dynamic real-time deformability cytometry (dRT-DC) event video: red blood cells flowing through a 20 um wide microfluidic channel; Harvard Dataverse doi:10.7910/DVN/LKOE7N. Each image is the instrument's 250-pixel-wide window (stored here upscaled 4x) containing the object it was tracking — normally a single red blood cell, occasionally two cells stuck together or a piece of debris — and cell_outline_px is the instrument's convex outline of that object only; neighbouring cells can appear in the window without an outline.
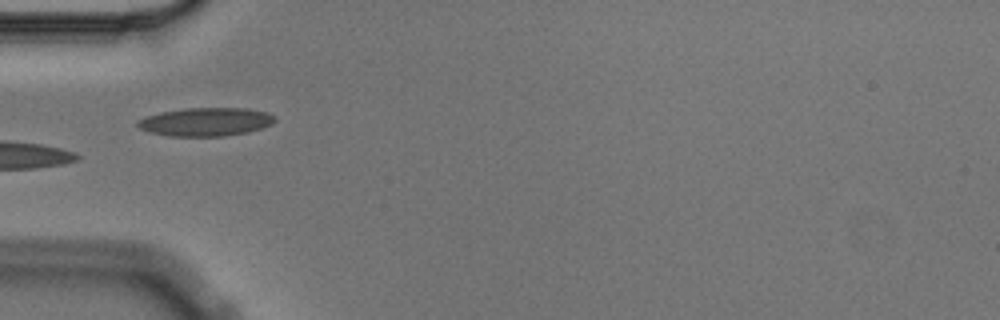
{"species": "Egyptian fruit bat (a non-hibernating species)", "species_latin": "Rousettus aegyptiacus", "temperature_condition": "cold", "stored_images_in_passage": 6, "camera_frame_rate_fps": 3000, "um_per_image_px": 0.085, "animal": {"sex": "male"}, "frame": {"image": 1, "passage_image": 6, "time_ms": 1.667, "image_size_px": [1000, 320], "cell_outline_px": [[276, 120], [272, 124], [248, 132], [224, 136], [168, 136], [148, 132], [140, 128], [136, 124], [136, 120], [144, 116], [160, 112], [184, 108], [248, 108], [268, 112], [276, 116]], "centroid_in_image_um": [17.47, 10.35], "position_along_channel_um": 67.5, "area_um2": 23.0}}